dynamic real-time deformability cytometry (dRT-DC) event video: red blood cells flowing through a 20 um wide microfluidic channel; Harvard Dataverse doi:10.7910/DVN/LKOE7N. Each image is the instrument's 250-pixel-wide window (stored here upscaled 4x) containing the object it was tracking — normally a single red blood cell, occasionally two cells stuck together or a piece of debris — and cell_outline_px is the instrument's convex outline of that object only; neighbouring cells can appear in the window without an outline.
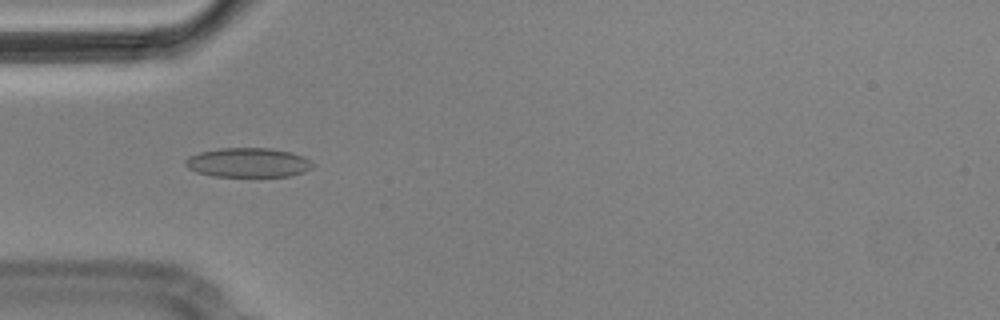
{"species": "Egyptian fruit bat (a non-hibernating species)", "species_latin": "Rousettus aegyptiacus", "temperature_condition": "cold", "stored_images_in_passage": 6, "camera_frame_rate_fps": 3000, "um_per_image_px": 0.085, "animal": {"sex": "male"}, "frame": {"image": 1, "passage_image": 5, "time_ms": 1.333, "image_size_px": [1000, 320], "cell_outline_px": [[312, 168], [304, 172], [292, 176], [212, 176], [196, 172], [188, 168], [184, 164], [184, 160], [188, 156], [200, 152], [220, 148], [272, 148], [292, 152], [304, 156], [312, 160]], "centroid_in_image_um": [21.1, 13.81], "position_along_channel_um": 63.9, "area_um2": 22.02}}